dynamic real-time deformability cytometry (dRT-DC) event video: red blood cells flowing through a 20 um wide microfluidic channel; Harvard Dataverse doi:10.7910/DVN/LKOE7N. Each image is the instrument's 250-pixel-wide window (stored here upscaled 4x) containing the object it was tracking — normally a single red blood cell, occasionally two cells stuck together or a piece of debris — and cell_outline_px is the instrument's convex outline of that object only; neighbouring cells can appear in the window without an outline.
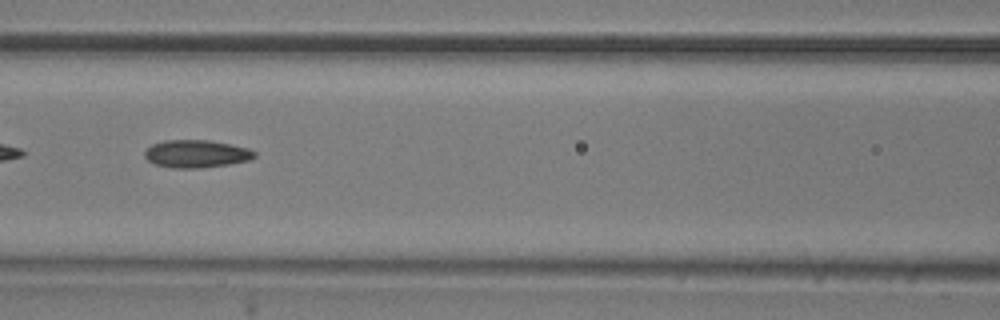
{"species": "common noctule bat (a hibernating species)", "species_latin": "Nyctalus noctula", "temperature_condition": "room temperature", "stored_images_in_passage": 8, "camera_frame_rate_fps": 3000, "um_per_image_px": 0.085, "animal": {"sex": "male", "body_mass_g": 20.5, "forearm_length_mm": 52.5}, "frame": {"image": 1, "passage_image": 4, "time_ms": 1.0, "image_size_px": [1000, 320], "cell_outline_px": [[256, 156], [248, 160], [228, 164], [204, 168], [172, 168], [156, 164], [148, 160], [144, 156], [144, 152], [152, 144], [164, 140], [208, 140], [248, 148], [256, 152]], "centroid_in_image_um": [16.67, 13.07], "position_along_channel_um": 149.9, "area_um2": 17.63}}
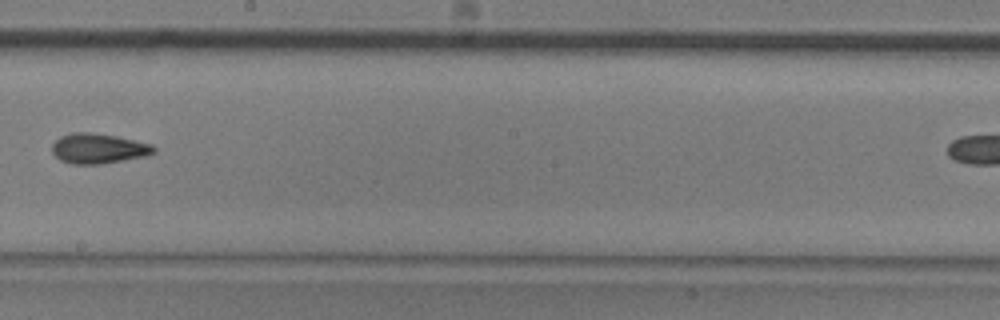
{"frame": {"image": 2, "passage_image": 6, "time_ms": 1.667, "image_size_px": [1000, 320], "cell_outline_px": [[156, 152], [148, 156], [100, 164], [72, 164], [60, 160], [52, 152], [52, 144], [60, 136], [72, 132], [88, 132], [116, 136], [152, 144], [156, 148]], "centroid_in_image_um": [8.38, 12.62], "position_along_channel_um": 239.8, "area_um2": 17.92}}
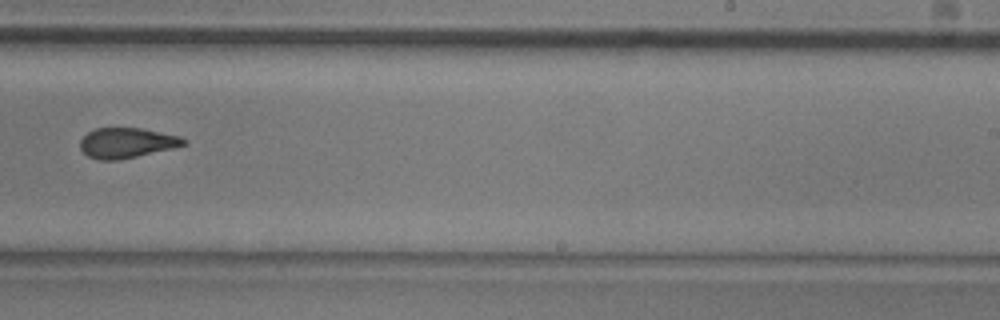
{"frame": {"image": 3, "passage_image": 8, "time_ms": 2.333, "image_size_px": [1000, 320], "cell_outline_px": [[188, 144], [172, 148], [136, 156], [116, 160], [100, 160], [88, 156], [80, 148], [80, 140], [88, 132], [96, 128], [140, 128], [180, 136], [188, 140]], "centroid_in_image_um": [10.78, 12.14], "position_along_channel_um": 278.2, "area_um2": 18.03}}